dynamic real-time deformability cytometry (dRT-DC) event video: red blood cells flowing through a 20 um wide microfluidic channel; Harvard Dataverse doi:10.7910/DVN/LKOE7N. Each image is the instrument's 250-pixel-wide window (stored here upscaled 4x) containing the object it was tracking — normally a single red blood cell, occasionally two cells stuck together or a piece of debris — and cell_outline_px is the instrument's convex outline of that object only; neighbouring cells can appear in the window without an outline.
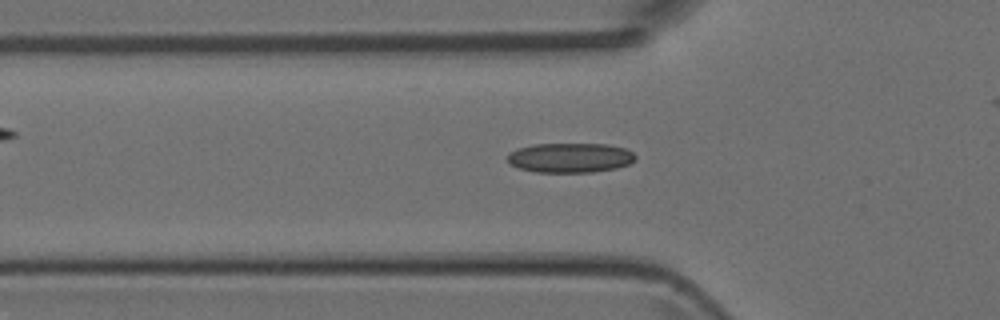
{"species": "Egyptian fruit bat (a non-hibernating species)", "species_latin": "Rousettus aegyptiacus", "temperature_condition": "room temperature", "stored_images_in_passage": 37, "camera_frame_rate_fps": 3000, "um_per_image_px": 0.085, "animal": {"sex": "female"}, "frame": {"image": 1, "passage_image": 12, "time_ms": 3.667, "image_size_px": [1000, 320], "cell_outline_px": [[636, 160], [628, 164], [616, 168], [592, 172], [536, 172], [520, 168], [508, 164], [508, 152], [516, 148], [532, 144], [608, 144], [624, 148], [632, 152], [636, 156]], "centroid_in_image_um": [48.44, 13.4], "position_along_channel_um": 77.4, "area_um2": 22.25}}
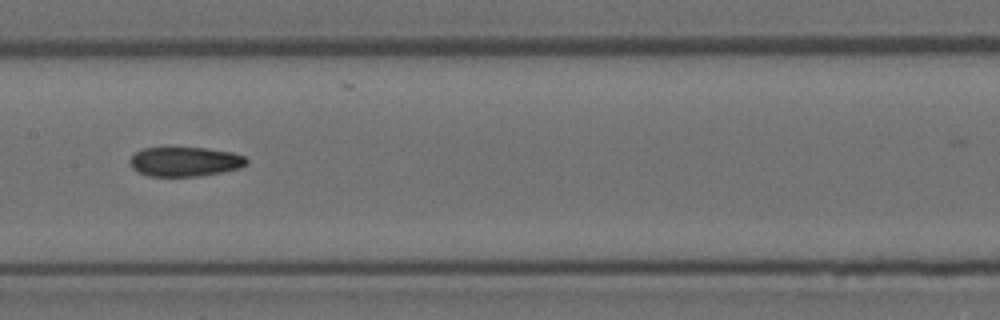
{"frame": {"image": 2, "passage_image": 20, "time_ms": 6.333, "image_size_px": [1000, 320], "cell_outline_px": [[248, 164], [240, 168], [200, 176], [148, 176], [136, 172], [128, 164], [128, 160], [140, 148], [168, 144], [208, 148], [232, 152], [244, 156], [248, 160]], "centroid_in_image_um": [15.64, 13.68], "position_along_channel_um": 191.8, "area_um2": 21.21}}
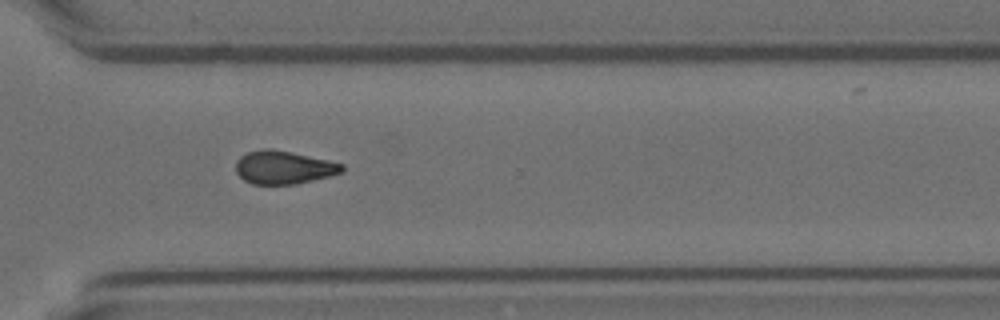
{"frame": {"image": 3, "passage_image": 31, "time_ms": 10.0, "image_size_px": [1000, 320], "cell_outline_px": [[344, 168], [340, 172], [328, 176], [296, 184], [252, 184], [244, 180], [236, 172], [236, 160], [240, 156], [248, 152], [264, 148], [272, 148], [328, 160], [344, 164]], "centroid_in_image_um": [24.07, 14.22], "position_along_channel_um": 346.5, "area_um2": 20.4}}